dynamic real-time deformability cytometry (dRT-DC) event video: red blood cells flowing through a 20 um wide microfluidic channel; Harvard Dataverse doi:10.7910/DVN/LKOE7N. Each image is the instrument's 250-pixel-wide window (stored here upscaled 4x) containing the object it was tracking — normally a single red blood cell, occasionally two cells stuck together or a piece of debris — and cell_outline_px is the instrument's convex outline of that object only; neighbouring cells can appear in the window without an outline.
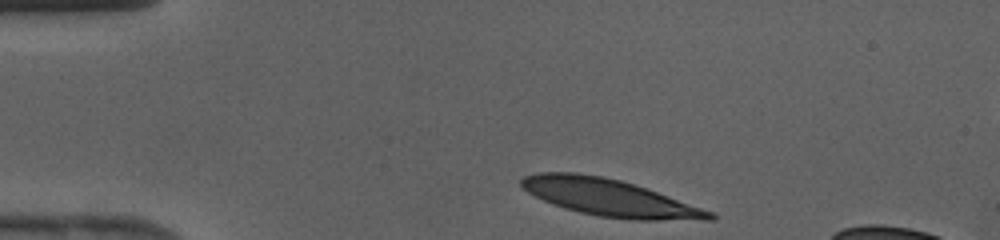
{"species": "human", "species_latin": "Homo sapiens", "temperature_condition": "cold", "stored_images_in_passage": 36, "camera_frame_rate_fps": 3000, "um_per_image_px": 0.085, "donor": {"sex": "female"}, "frame": {"image": 1, "passage_image": 1, "time_ms": 0.0, "image_size_px": [1000, 240], "cell_outline_px": [[716, 220], [632, 220], [600, 216], [580, 212], [564, 208], [552, 204], [528, 192], [520, 184], [520, 180], [524, 176], [536, 172], [576, 172], [604, 176], [620, 180], [716, 212]], "centroid_in_image_um": [51.83, 16.8], "position_along_channel_um": 33.2, "area_um2": 40.52}}
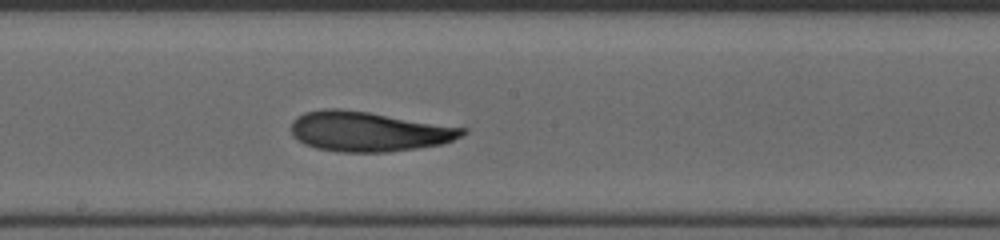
{"frame": {"image": 2, "passage_image": 16, "time_ms": 5.0, "image_size_px": [1000, 240], "cell_outline_px": [[468, 132], [464, 136], [440, 144], [416, 148], [388, 152], [340, 152], [316, 148], [304, 144], [292, 136], [292, 120], [296, 116], [304, 112], [324, 108], [340, 108], [368, 112], [468, 128]], "centroid_in_image_um": [31.32, 11.17], "position_along_channel_um": 216.9, "area_um2": 40.0}}
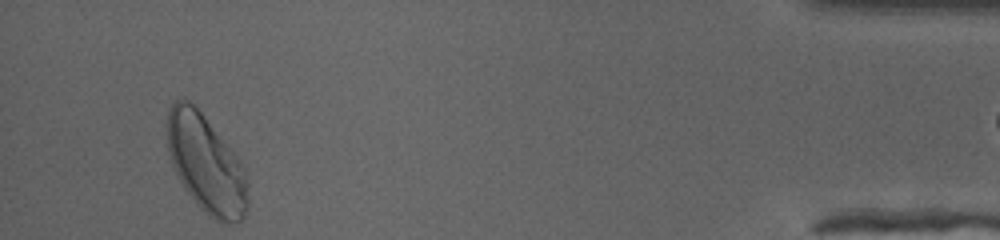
{"frame": {"image": 3, "passage_image": 33, "time_ms": 10.667, "image_size_px": [1000, 240], "cell_outline_px": [[248, 208], [244, 216], [240, 220], [232, 224], [220, 224], [208, 216], [196, 204], [184, 188], [172, 164], [168, 152], [164, 124], [168, 108], [176, 100], [188, 100], [204, 116], [240, 160], [244, 168], [248, 200]], "centroid_in_image_um": [17.48, 13.96], "position_along_channel_um": 417.7, "area_um2": 46.3}}